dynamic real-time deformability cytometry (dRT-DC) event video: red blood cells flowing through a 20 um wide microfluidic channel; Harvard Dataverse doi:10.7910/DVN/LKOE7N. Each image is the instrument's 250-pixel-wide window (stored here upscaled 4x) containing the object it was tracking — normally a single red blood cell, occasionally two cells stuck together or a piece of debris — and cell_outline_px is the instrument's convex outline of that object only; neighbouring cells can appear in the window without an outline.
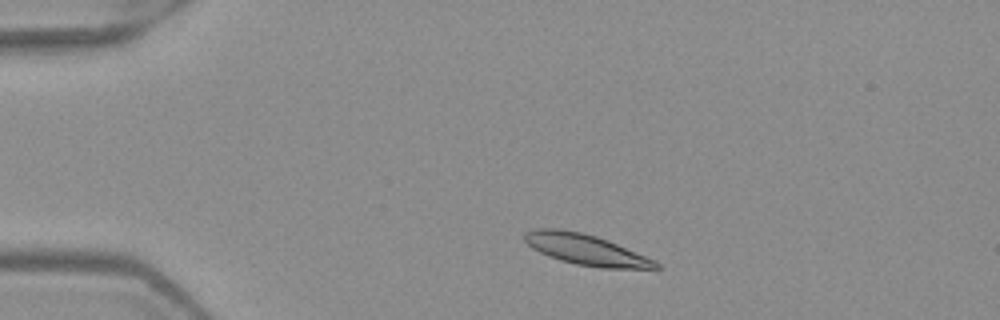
{"species": "Egyptian fruit bat (a non-hibernating species)", "species_latin": "Rousettus aegyptiacus", "temperature_condition": "warm", "stored_images_in_passage": 4, "camera_frame_rate_fps": 3000, "um_per_image_px": 0.085, "frame": {"image": 1, "passage_image": 2, "time_ms": 0.333, "image_size_px": [1000, 320], "cell_outline_px": [[664, 268], [600, 268], [576, 264], [560, 260], [548, 256], [532, 248], [524, 240], [524, 232], [536, 228], [560, 228], [580, 232], [596, 236], [656, 260]], "centroid_in_image_um": [49.78, 21.21], "position_along_channel_um": 35.2, "area_um2": 23.41}}
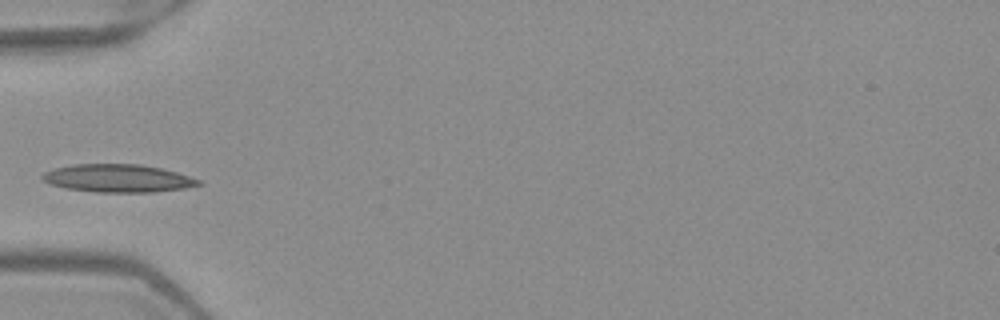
{"frame": {"image": 2, "passage_image": 4, "time_ms": 1.0, "image_size_px": [1000, 320], "cell_outline_px": [[204, 184], [184, 188], [152, 192], [96, 192], [64, 188], [40, 180], [40, 176], [44, 172], [56, 168], [72, 164], [140, 164], [160, 168], [176, 172], [200, 180]], "centroid_in_image_um": [9.99, 15.15], "position_along_channel_um": 75.0, "area_um2": 25.37}}